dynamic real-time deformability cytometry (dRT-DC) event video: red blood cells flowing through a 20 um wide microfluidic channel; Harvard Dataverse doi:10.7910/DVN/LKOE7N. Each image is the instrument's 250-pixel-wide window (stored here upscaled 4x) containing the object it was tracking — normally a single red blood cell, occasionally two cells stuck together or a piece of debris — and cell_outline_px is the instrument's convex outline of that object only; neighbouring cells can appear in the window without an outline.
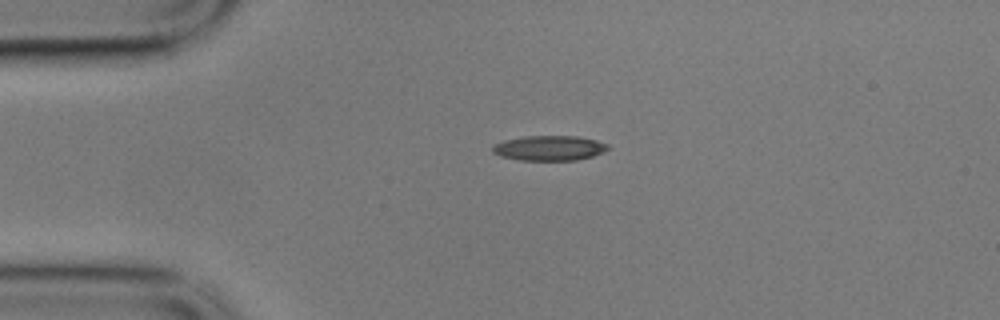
{"species": "common noctule bat (a hibernating species)", "species_latin": "Nyctalus noctula", "temperature_condition": "cold", "stored_images_in_passage": 45, "camera_frame_rate_fps": 3000, "um_per_image_px": 0.085, "animal": {"sex": "male", "body_mass_g": 17.9}, "frame": {"image": 1, "passage_image": 1, "time_ms": 0.0, "image_size_px": [1000, 320], "cell_outline_px": [[608, 148], [604, 152], [592, 156], [576, 160], [520, 160], [500, 156], [492, 152], [492, 144], [504, 140], [524, 136], [576, 136], [596, 140], [608, 144]], "centroid_in_image_um": [46.66, 12.58], "position_along_channel_um": 38.3, "area_um2": 16.82}}
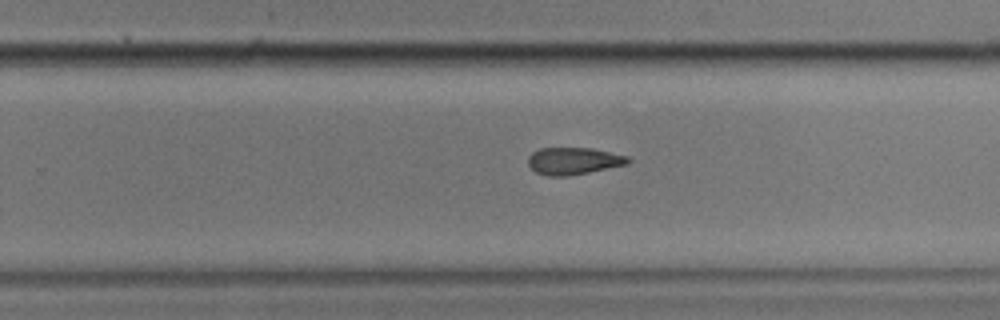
{"frame": {"image": 2, "passage_image": 24, "time_ms": 7.667, "image_size_px": [1000, 320], "cell_outline_px": [[632, 160], [628, 164], [568, 176], [548, 176], [536, 172], [528, 164], [528, 156], [532, 152], [540, 148], [592, 148], [628, 156]], "centroid_in_image_um": [48.75, 13.67], "position_along_channel_um": 281.0, "area_um2": 15.78}}
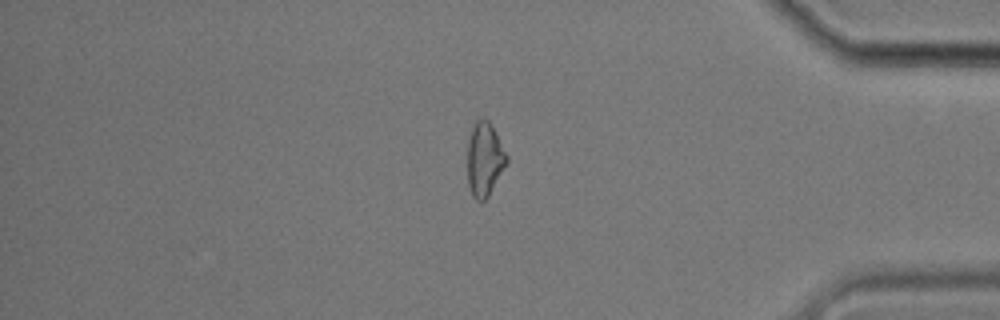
{"frame": {"image": 3, "passage_image": 36, "time_ms": 11.667, "image_size_px": [1000, 320], "cell_outline_px": [[508, 164], [488, 196], [484, 200], [476, 200], [472, 196], [468, 188], [468, 140], [472, 128], [476, 120], [480, 116], [488, 120], [508, 156]], "centroid_in_image_um": [41.19, 13.55], "position_along_channel_um": 394.0, "area_um2": 16.94}}